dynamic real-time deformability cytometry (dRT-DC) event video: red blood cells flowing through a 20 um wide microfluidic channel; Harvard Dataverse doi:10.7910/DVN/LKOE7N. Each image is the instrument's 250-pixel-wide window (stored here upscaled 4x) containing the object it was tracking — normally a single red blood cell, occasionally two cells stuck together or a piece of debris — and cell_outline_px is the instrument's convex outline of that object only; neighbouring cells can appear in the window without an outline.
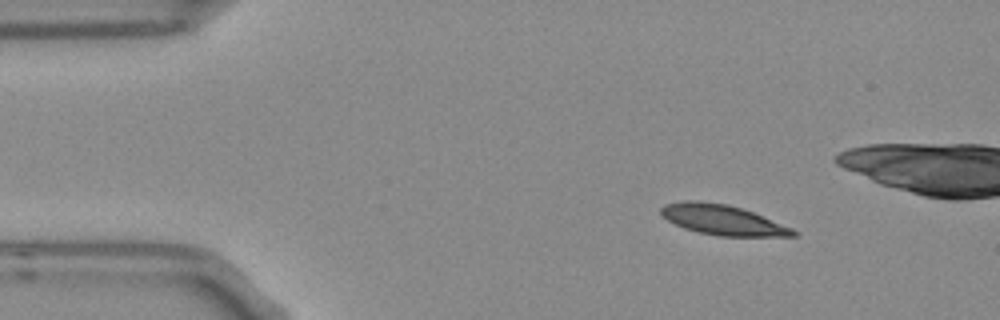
{"species": "Egyptian fruit bat (a non-hibernating species)", "species_latin": "Rousettus aegyptiacus", "temperature_condition": "room temperature", "stored_images_in_passage": 4, "camera_frame_rate_fps": 3000, "um_per_image_px": 0.085, "frame": {"image": 1, "passage_image": 1, "time_ms": 0.0, "image_size_px": [1000, 320], "cell_outline_px": [[800, 232], [796, 236], [720, 236], [700, 232], [684, 228], [668, 220], [660, 212], [660, 208], [664, 204], [680, 200], [700, 200], [728, 204], [752, 212], [792, 228]], "centroid_in_image_um": [61.4, 18.67], "position_along_channel_um": 23.6, "area_um2": 23.12}}